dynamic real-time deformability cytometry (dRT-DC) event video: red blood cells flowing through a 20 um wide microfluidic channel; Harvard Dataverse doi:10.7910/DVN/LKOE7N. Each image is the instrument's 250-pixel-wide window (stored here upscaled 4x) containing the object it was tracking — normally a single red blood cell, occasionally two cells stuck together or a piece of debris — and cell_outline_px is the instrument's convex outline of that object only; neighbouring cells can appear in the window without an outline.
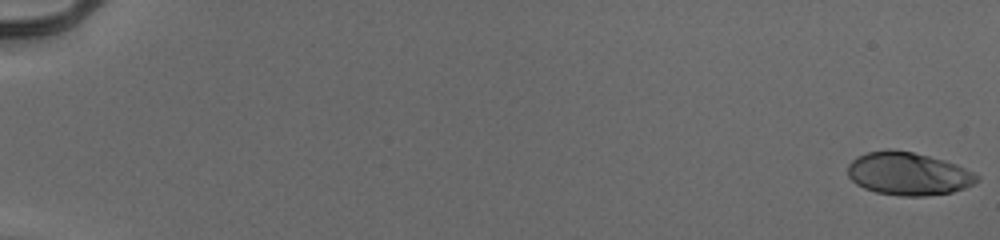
{"species": "human", "species_latin": "Homo sapiens", "temperature_condition": "cold", "stored_images_in_passage": 55, "camera_frame_rate_fps": 3000, "um_per_image_px": 0.085, "donor": {"sex": "male"}, "frame": {"image": 1, "passage_image": 1, "time_ms": 0.0, "image_size_px": [1000, 240], "cell_outline_px": [[980, 180], [964, 188], [952, 192], [924, 196], [900, 196], [876, 192], [864, 188], [856, 184], [848, 176], [848, 164], [856, 156], [868, 152], [888, 148], [912, 152], [944, 160], [956, 164], [980, 176]], "centroid_in_image_um": [77.18, 14.76], "position_along_channel_um": 7.8, "area_um2": 32.37}}
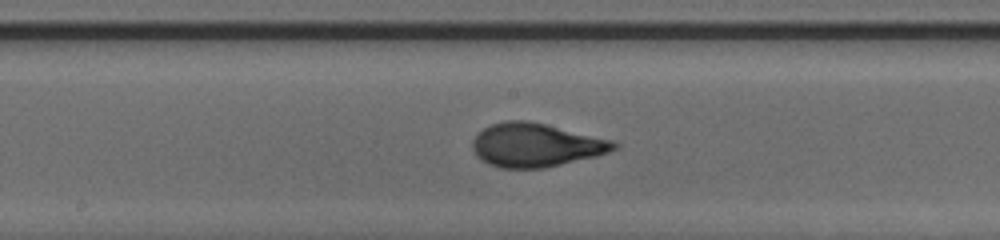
{"frame": {"image": 2, "passage_image": 32, "time_ms": 10.333, "image_size_px": [1000, 240], "cell_outline_px": [[620, 144], [616, 148], [608, 152], [596, 156], [544, 168], [500, 168], [488, 164], [480, 160], [476, 156], [472, 148], [472, 140], [484, 128], [492, 124], [504, 120], [528, 120], [612, 140]], "centroid_in_image_um": [45.51, 12.33], "position_along_channel_um": 202.7, "area_um2": 35.84}}
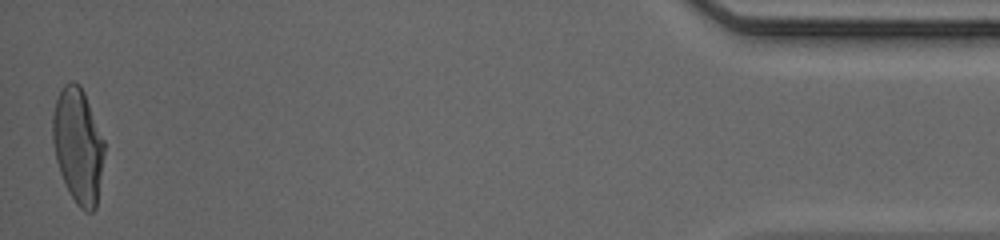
{"frame": {"image": 3, "passage_image": 55, "time_ms": 18.0, "image_size_px": [1000, 240], "cell_outline_px": [[104, 152], [96, 208], [92, 212], [84, 212], [76, 204], [60, 172], [56, 160], [52, 140], [52, 116], [56, 100], [64, 84], [68, 80], [72, 80], [80, 84], [84, 92], [104, 140]], "centroid_in_image_um": [6.62, 12.35], "position_along_channel_um": 428.6, "area_um2": 34.45}, "authors_computed_cell_mechanics": {"area_um2": 34.391, "velocity_mm_per_s": 3.9501, "shape_relaxation_time_tau1_ms": 4.2721, "shape_relaxation_time_tau2_ms": null, "deformation_change_tau1": 0.2181, "deformation_change_tau2": null}}